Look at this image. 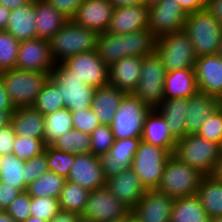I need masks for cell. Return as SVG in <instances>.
Masks as SVG:
<instances>
[{"instance_id": "cell-1", "label": "cell", "mask_w": 222, "mask_h": 222, "mask_svg": "<svg viewBox=\"0 0 222 222\" xmlns=\"http://www.w3.org/2000/svg\"><path fill=\"white\" fill-rule=\"evenodd\" d=\"M98 35L69 19L49 40L54 62L62 63L71 56L96 50Z\"/></svg>"}, {"instance_id": "cell-2", "label": "cell", "mask_w": 222, "mask_h": 222, "mask_svg": "<svg viewBox=\"0 0 222 222\" xmlns=\"http://www.w3.org/2000/svg\"><path fill=\"white\" fill-rule=\"evenodd\" d=\"M184 30L197 57L217 54L222 43V24L206 10L189 13Z\"/></svg>"}, {"instance_id": "cell-3", "label": "cell", "mask_w": 222, "mask_h": 222, "mask_svg": "<svg viewBox=\"0 0 222 222\" xmlns=\"http://www.w3.org/2000/svg\"><path fill=\"white\" fill-rule=\"evenodd\" d=\"M221 154V145L197 133L187 134L177 140L173 152L181 162L195 168L204 176L210 175Z\"/></svg>"}, {"instance_id": "cell-4", "label": "cell", "mask_w": 222, "mask_h": 222, "mask_svg": "<svg viewBox=\"0 0 222 222\" xmlns=\"http://www.w3.org/2000/svg\"><path fill=\"white\" fill-rule=\"evenodd\" d=\"M5 89L14 108L32 106L49 74L13 68L0 72Z\"/></svg>"}, {"instance_id": "cell-5", "label": "cell", "mask_w": 222, "mask_h": 222, "mask_svg": "<svg viewBox=\"0 0 222 222\" xmlns=\"http://www.w3.org/2000/svg\"><path fill=\"white\" fill-rule=\"evenodd\" d=\"M203 176L198 170L171 154L164 167L157 190L172 199L195 195Z\"/></svg>"}, {"instance_id": "cell-6", "label": "cell", "mask_w": 222, "mask_h": 222, "mask_svg": "<svg viewBox=\"0 0 222 222\" xmlns=\"http://www.w3.org/2000/svg\"><path fill=\"white\" fill-rule=\"evenodd\" d=\"M63 62L57 63L49 80L58 88L65 108L72 111L91 108L96 88L85 84Z\"/></svg>"}, {"instance_id": "cell-7", "label": "cell", "mask_w": 222, "mask_h": 222, "mask_svg": "<svg viewBox=\"0 0 222 222\" xmlns=\"http://www.w3.org/2000/svg\"><path fill=\"white\" fill-rule=\"evenodd\" d=\"M166 73L156 51L143 57L140 79L132 94L150 109L157 108L164 100Z\"/></svg>"}, {"instance_id": "cell-8", "label": "cell", "mask_w": 222, "mask_h": 222, "mask_svg": "<svg viewBox=\"0 0 222 222\" xmlns=\"http://www.w3.org/2000/svg\"><path fill=\"white\" fill-rule=\"evenodd\" d=\"M155 51L167 72L194 69L197 56L191 39L184 29L158 37Z\"/></svg>"}, {"instance_id": "cell-9", "label": "cell", "mask_w": 222, "mask_h": 222, "mask_svg": "<svg viewBox=\"0 0 222 222\" xmlns=\"http://www.w3.org/2000/svg\"><path fill=\"white\" fill-rule=\"evenodd\" d=\"M170 155L165 149L141 140L131 168L145 189H157Z\"/></svg>"}, {"instance_id": "cell-10", "label": "cell", "mask_w": 222, "mask_h": 222, "mask_svg": "<svg viewBox=\"0 0 222 222\" xmlns=\"http://www.w3.org/2000/svg\"><path fill=\"white\" fill-rule=\"evenodd\" d=\"M149 110L132 93L125 94L111 124L115 139L141 137L144 118Z\"/></svg>"}, {"instance_id": "cell-11", "label": "cell", "mask_w": 222, "mask_h": 222, "mask_svg": "<svg viewBox=\"0 0 222 222\" xmlns=\"http://www.w3.org/2000/svg\"><path fill=\"white\" fill-rule=\"evenodd\" d=\"M130 212L105 186L90 190L82 215L94 222H112L125 218Z\"/></svg>"}, {"instance_id": "cell-12", "label": "cell", "mask_w": 222, "mask_h": 222, "mask_svg": "<svg viewBox=\"0 0 222 222\" xmlns=\"http://www.w3.org/2000/svg\"><path fill=\"white\" fill-rule=\"evenodd\" d=\"M187 13L176 0H162L149 6V31L156 38L184 29Z\"/></svg>"}, {"instance_id": "cell-13", "label": "cell", "mask_w": 222, "mask_h": 222, "mask_svg": "<svg viewBox=\"0 0 222 222\" xmlns=\"http://www.w3.org/2000/svg\"><path fill=\"white\" fill-rule=\"evenodd\" d=\"M63 63L87 85L98 88L109 84V67L96 50L71 56Z\"/></svg>"}, {"instance_id": "cell-14", "label": "cell", "mask_w": 222, "mask_h": 222, "mask_svg": "<svg viewBox=\"0 0 222 222\" xmlns=\"http://www.w3.org/2000/svg\"><path fill=\"white\" fill-rule=\"evenodd\" d=\"M55 65L56 63L51 56L49 40L33 38L20 42L17 69L40 71L51 75Z\"/></svg>"}, {"instance_id": "cell-15", "label": "cell", "mask_w": 222, "mask_h": 222, "mask_svg": "<svg viewBox=\"0 0 222 222\" xmlns=\"http://www.w3.org/2000/svg\"><path fill=\"white\" fill-rule=\"evenodd\" d=\"M140 142L141 137L115 139L110 151L99 157L105 179L132 167L133 158Z\"/></svg>"}, {"instance_id": "cell-16", "label": "cell", "mask_w": 222, "mask_h": 222, "mask_svg": "<svg viewBox=\"0 0 222 222\" xmlns=\"http://www.w3.org/2000/svg\"><path fill=\"white\" fill-rule=\"evenodd\" d=\"M173 201L157 189H146L131 214L141 222H170Z\"/></svg>"}, {"instance_id": "cell-17", "label": "cell", "mask_w": 222, "mask_h": 222, "mask_svg": "<svg viewBox=\"0 0 222 222\" xmlns=\"http://www.w3.org/2000/svg\"><path fill=\"white\" fill-rule=\"evenodd\" d=\"M66 180L88 190L105 187L106 179L103 174L100 158L91 153L75 155V161L70 168Z\"/></svg>"}, {"instance_id": "cell-18", "label": "cell", "mask_w": 222, "mask_h": 222, "mask_svg": "<svg viewBox=\"0 0 222 222\" xmlns=\"http://www.w3.org/2000/svg\"><path fill=\"white\" fill-rule=\"evenodd\" d=\"M194 71L198 90L222 100V57L219 53L197 57Z\"/></svg>"}, {"instance_id": "cell-19", "label": "cell", "mask_w": 222, "mask_h": 222, "mask_svg": "<svg viewBox=\"0 0 222 222\" xmlns=\"http://www.w3.org/2000/svg\"><path fill=\"white\" fill-rule=\"evenodd\" d=\"M149 30V6L146 4L115 7L106 32L126 34Z\"/></svg>"}, {"instance_id": "cell-20", "label": "cell", "mask_w": 222, "mask_h": 222, "mask_svg": "<svg viewBox=\"0 0 222 222\" xmlns=\"http://www.w3.org/2000/svg\"><path fill=\"white\" fill-rule=\"evenodd\" d=\"M114 8L109 0H84L72 20L98 34L105 33Z\"/></svg>"}, {"instance_id": "cell-21", "label": "cell", "mask_w": 222, "mask_h": 222, "mask_svg": "<svg viewBox=\"0 0 222 222\" xmlns=\"http://www.w3.org/2000/svg\"><path fill=\"white\" fill-rule=\"evenodd\" d=\"M106 187L130 210L138 204L146 191L132 168L106 179Z\"/></svg>"}, {"instance_id": "cell-22", "label": "cell", "mask_w": 222, "mask_h": 222, "mask_svg": "<svg viewBox=\"0 0 222 222\" xmlns=\"http://www.w3.org/2000/svg\"><path fill=\"white\" fill-rule=\"evenodd\" d=\"M141 140L163 148L169 154H173L177 142L156 108L150 109L144 118Z\"/></svg>"}, {"instance_id": "cell-23", "label": "cell", "mask_w": 222, "mask_h": 222, "mask_svg": "<svg viewBox=\"0 0 222 222\" xmlns=\"http://www.w3.org/2000/svg\"><path fill=\"white\" fill-rule=\"evenodd\" d=\"M143 57H124L109 67V84L132 93L140 79Z\"/></svg>"}, {"instance_id": "cell-24", "label": "cell", "mask_w": 222, "mask_h": 222, "mask_svg": "<svg viewBox=\"0 0 222 222\" xmlns=\"http://www.w3.org/2000/svg\"><path fill=\"white\" fill-rule=\"evenodd\" d=\"M220 99L198 91L188 98L186 115L187 134L197 133L205 119L220 108Z\"/></svg>"}, {"instance_id": "cell-25", "label": "cell", "mask_w": 222, "mask_h": 222, "mask_svg": "<svg viewBox=\"0 0 222 222\" xmlns=\"http://www.w3.org/2000/svg\"><path fill=\"white\" fill-rule=\"evenodd\" d=\"M125 92L110 84L95 90L91 109L102 125H111Z\"/></svg>"}, {"instance_id": "cell-26", "label": "cell", "mask_w": 222, "mask_h": 222, "mask_svg": "<svg viewBox=\"0 0 222 222\" xmlns=\"http://www.w3.org/2000/svg\"><path fill=\"white\" fill-rule=\"evenodd\" d=\"M35 0L11 10L6 31L17 41L37 38Z\"/></svg>"}, {"instance_id": "cell-27", "label": "cell", "mask_w": 222, "mask_h": 222, "mask_svg": "<svg viewBox=\"0 0 222 222\" xmlns=\"http://www.w3.org/2000/svg\"><path fill=\"white\" fill-rule=\"evenodd\" d=\"M10 123L16 135L43 139L44 115L33 106L15 108Z\"/></svg>"}, {"instance_id": "cell-28", "label": "cell", "mask_w": 222, "mask_h": 222, "mask_svg": "<svg viewBox=\"0 0 222 222\" xmlns=\"http://www.w3.org/2000/svg\"><path fill=\"white\" fill-rule=\"evenodd\" d=\"M156 109L165 119L170 133L176 140L187 135L188 98L164 99Z\"/></svg>"}, {"instance_id": "cell-29", "label": "cell", "mask_w": 222, "mask_h": 222, "mask_svg": "<svg viewBox=\"0 0 222 222\" xmlns=\"http://www.w3.org/2000/svg\"><path fill=\"white\" fill-rule=\"evenodd\" d=\"M37 38L50 40L69 20L46 0H35Z\"/></svg>"}, {"instance_id": "cell-30", "label": "cell", "mask_w": 222, "mask_h": 222, "mask_svg": "<svg viewBox=\"0 0 222 222\" xmlns=\"http://www.w3.org/2000/svg\"><path fill=\"white\" fill-rule=\"evenodd\" d=\"M164 82V99L189 98L199 91L194 69L167 72Z\"/></svg>"}, {"instance_id": "cell-31", "label": "cell", "mask_w": 222, "mask_h": 222, "mask_svg": "<svg viewBox=\"0 0 222 222\" xmlns=\"http://www.w3.org/2000/svg\"><path fill=\"white\" fill-rule=\"evenodd\" d=\"M170 222H210L198 196L174 199Z\"/></svg>"}, {"instance_id": "cell-32", "label": "cell", "mask_w": 222, "mask_h": 222, "mask_svg": "<svg viewBox=\"0 0 222 222\" xmlns=\"http://www.w3.org/2000/svg\"><path fill=\"white\" fill-rule=\"evenodd\" d=\"M196 195L210 219L222 216V182L203 176Z\"/></svg>"}, {"instance_id": "cell-33", "label": "cell", "mask_w": 222, "mask_h": 222, "mask_svg": "<svg viewBox=\"0 0 222 222\" xmlns=\"http://www.w3.org/2000/svg\"><path fill=\"white\" fill-rule=\"evenodd\" d=\"M125 40V34L105 32L98 35L96 52L108 67L125 57Z\"/></svg>"}, {"instance_id": "cell-34", "label": "cell", "mask_w": 222, "mask_h": 222, "mask_svg": "<svg viewBox=\"0 0 222 222\" xmlns=\"http://www.w3.org/2000/svg\"><path fill=\"white\" fill-rule=\"evenodd\" d=\"M73 128L72 114L68 108L44 116V145H53L56 140Z\"/></svg>"}, {"instance_id": "cell-35", "label": "cell", "mask_w": 222, "mask_h": 222, "mask_svg": "<svg viewBox=\"0 0 222 222\" xmlns=\"http://www.w3.org/2000/svg\"><path fill=\"white\" fill-rule=\"evenodd\" d=\"M90 190L71 181H65L58 198L61 211L80 215L83 213Z\"/></svg>"}, {"instance_id": "cell-36", "label": "cell", "mask_w": 222, "mask_h": 222, "mask_svg": "<svg viewBox=\"0 0 222 222\" xmlns=\"http://www.w3.org/2000/svg\"><path fill=\"white\" fill-rule=\"evenodd\" d=\"M125 57H145L156 50L157 38L149 30L125 34Z\"/></svg>"}, {"instance_id": "cell-37", "label": "cell", "mask_w": 222, "mask_h": 222, "mask_svg": "<svg viewBox=\"0 0 222 222\" xmlns=\"http://www.w3.org/2000/svg\"><path fill=\"white\" fill-rule=\"evenodd\" d=\"M25 161L21 160L13 153L0 156V182L14 186L21 192H25L23 168Z\"/></svg>"}, {"instance_id": "cell-38", "label": "cell", "mask_w": 222, "mask_h": 222, "mask_svg": "<svg viewBox=\"0 0 222 222\" xmlns=\"http://www.w3.org/2000/svg\"><path fill=\"white\" fill-rule=\"evenodd\" d=\"M66 179L53 171H47L37 180L27 186L26 192L31 197H53L59 198Z\"/></svg>"}, {"instance_id": "cell-39", "label": "cell", "mask_w": 222, "mask_h": 222, "mask_svg": "<svg viewBox=\"0 0 222 222\" xmlns=\"http://www.w3.org/2000/svg\"><path fill=\"white\" fill-rule=\"evenodd\" d=\"M91 137L84 132L72 129L61 136L52 146L75 155L90 153Z\"/></svg>"}, {"instance_id": "cell-40", "label": "cell", "mask_w": 222, "mask_h": 222, "mask_svg": "<svg viewBox=\"0 0 222 222\" xmlns=\"http://www.w3.org/2000/svg\"><path fill=\"white\" fill-rule=\"evenodd\" d=\"M32 106L44 116L65 108L61 93L49 79L43 85Z\"/></svg>"}, {"instance_id": "cell-41", "label": "cell", "mask_w": 222, "mask_h": 222, "mask_svg": "<svg viewBox=\"0 0 222 222\" xmlns=\"http://www.w3.org/2000/svg\"><path fill=\"white\" fill-rule=\"evenodd\" d=\"M44 152L47 157L49 171H53L66 179L75 161V154L63 152L52 145L45 146Z\"/></svg>"}, {"instance_id": "cell-42", "label": "cell", "mask_w": 222, "mask_h": 222, "mask_svg": "<svg viewBox=\"0 0 222 222\" xmlns=\"http://www.w3.org/2000/svg\"><path fill=\"white\" fill-rule=\"evenodd\" d=\"M19 44L6 30L0 31V72L16 68Z\"/></svg>"}, {"instance_id": "cell-43", "label": "cell", "mask_w": 222, "mask_h": 222, "mask_svg": "<svg viewBox=\"0 0 222 222\" xmlns=\"http://www.w3.org/2000/svg\"><path fill=\"white\" fill-rule=\"evenodd\" d=\"M90 153L100 157L110 151L115 137L111 125L100 124L91 133Z\"/></svg>"}, {"instance_id": "cell-44", "label": "cell", "mask_w": 222, "mask_h": 222, "mask_svg": "<svg viewBox=\"0 0 222 222\" xmlns=\"http://www.w3.org/2000/svg\"><path fill=\"white\" fill-rule=\"evenodd\" d=\"M43 139L16 135L12 153L23 161H27L44 152Z\"/></svg>"}, {"instance_id": "cell-45", "label": "cell", "mask_w": 222, "mask_h": 222, "mask_svg": "<svg viewBox=\"0 0 222 222\" xmlns=\"http://www.w3.org/2000/svg\"><path fill=\"white\" fill-rule=\"evenodd\" d=\"M59 201L53 197H31L30 213L41 220L51 222L60 212Z\"/></svg>"}, {"instance_id": "cell-46", "label": "cell", "mask_w": 222, "mask_h": 222, "mask_svg": "<svg viewBox=\"0 0 222 222\" xmlns=\"http://www.w3.org/2000/svg\"><path fill=\"white\" fill-rule=\"evenodd\" d=\"M201 137L222 146V108H218L210 117H207L197 132Z\"/></svg>"}, {"instance_id": "cell-47", "label": "cell", "mask_w": 222, "mask_h": 222, "mask_svg": "<svg viewBox=\"0 0 222 222\" xmlns=\"http://www.w3.org/2000/svg\"><path fill=\"white\" fill-rule=\"evenodd\" d=\"M47 171H49V168L45 152L25 161L22 174L24 176L25 186H29Z\"/></svg>"}, {"instance_id": "cell-48", "label": "cell", "mask_w": 222, "mask_h": 222, "mask_svg": "<svg viewBox=\"0 0 222 222\" xmlns=\"http://www.w3.org/2000/svg\"><path fill=\"white\" fill-rule=\"evenodd\" d=\"M72 123L74 129L80 130L85 134L91 135L97 126L100 125L93 110L72 111Z\"/></svg>"}, {"instance_id": "cell-49", "label": "cell", "mask_w": 222, "mask_h": 222, "mask_svg": "<svg viewBox=\"0 0 222 222\" xmlns=\"http://www.w3.org/2000/svg\"><path fill=\"white\" fill-rule=\"evenodd\" d=\"M31 196L25 191L21 192L6 209V212L15 222H23L31 216Z\"/></svg>"}, {"instance_id": "cell-50", "label": "cell", "mask_w": 222, "mask_h": 222, "mask_svg": "<svg viewBox=\"0 0 222 222\" xmlns=\"http://www.w3.org/2000/svg\"><path fill=\"white\" fill-rule=\"evenodd\" d=\"M58 12L62 13L68 19H72L77 12L79 6L84 0H46Z\"/></svg>"}, {"instance_id": "cell-51", "label": "cell", "mask_w": 222, "mask_h": 222, "mask_svg": "<svg viewBox=\"0 0 222 222\" xmlns=\"http://www.w3.org/2000/svg\"><path fill=\"white\" fill-rule=\"evenodd\" d=\"M15 137L11 123L0 127V156L12 153Z\"/></svg>"}, {"instance_id": "cell-52", "label": "cell", "mask_w": 222, "mask_h": 222, "mask_svg": "<svg viewBox=\"0 0 222 222\" xmlns=\"http://www.w3.org/2000/svg\"><path fill=\"white\" fill-rule=\"evenodd\" d=\"M20 193L16 187L0 182V211H6Z\"/></svg>"}, {"instance_id": "cell-53", "label": "cell", "mask_w": 222, "mask_h": 222, "mask_svg": "<svg viewBox=\"0 0 222 222\" xmlns=\"http://www.w3.org/2000/svg\"><path fill=\"white\" fill-rule=\"evenodd\" d=\"M176 1L187 14L201 10H206L207 0H176Z\"/></svg>"}, {"instance_id": "cell-54", "label": "cell", "mask_w": 222, "mask_h": 222, "mask_svg": "<svg viewBox=\"0 0 222 222\" xmlns=\"http://www.w3.org/2000/svg\"><path fill=\"white\" fill-rule=\"evenodd\" d=\"M206 11L222 24V0H207Z\"/></svg>"}, {"instance_id": "cell-55", "label": "cell", "mask_w": 222, "mask_h": 222, "mask_svg": "<svg viewBox=\"0 0 222 222\" xmlns=\"http://www.w3.org/2000/svg\"><path fill=\"white\" fill-rule=\"evenodd\" d=\"M0 110H15L0 76Z\"/></svg>"}, {"instance_id": "cell-56", "label": "cell", "mask_w": 222, "mask_h": 222, "mask_svg": "<svg viewBox=\"0 0 222 222\" xmlns=\"http://www.w3.org/2000/svg\"><path fill=\"white\" fill-rule=\"evenodd\" d=\"M77 214L60 211L51 222H76Z\"/></svg>"}, {"instance_id": "cell-57", "label": "cell", "mask_w": 222, "mask_h": 222, "mask_svg": "<svg viewBox=\"0 0 222 222\" xmlns=\"http://www.w3.org/2000/svg\"><path fill=\"white\" fill-rule=\"evenodd\" d=\"M33 0H0V5L6 7L9 10H14L20 6L26 5Z\"/></svg>"}, {"instance_id": "cell-58", "label": "cell", "mask_w": 222, "mask_h": 222, "mask_svg": "<svg viewBox=\"0 0 222 222\" xmlns=\"http://www.w3.org/2000/svg\"><path fill=\"white\" fill-rule=\"evenodd\" d=\"M215 181L222 182V154L214 165L212 172L209 175Z\"/></svg>"}, {"instance_id": "cell-59", "label": "cell", "mask_w": 222, "mask_h": 222, "mask_svg": "<svg viewBox=\"0 0 222 222\" xmlns=\"http://www.w3.org/2000/svg\"><path fill=\"white\" fill-rule=\"evenodd\" d=\"M11 10L0 5V31L6 30V25L10 16Z\"/></svg>"}, {"instance_id": "cell-60", "label": "cell", "mask_w": 222, "mask_h": 222, "mask_svg": "<svg viewBox=\"0 0 222 222\" xmlns=\"http://www.w3.org/2000/svg\"><path fill=\"white\" fill-rule=\"evenodd\" d=\"M115 7H125L144 4V0H109Z\"/></svg>"}, {"instance_id": "cell-61", "label": "cell", "mask_w": 222, "mask_h": 222, "mask_svg": "<svg viewBox=\"0 0 222 222\" xmlns=\"http://www.w3.org/2000/svg\"><path fill=\"white\" fill-rule=\"evenodd\" d=\"M14 110H0V127L10 123L11 114Z\"/></svg>"}, {"instance_id": "cell-62", "label": "cell", "mask_w": 222, "mask_h": 222, "mask_svg": "<svg viewBox=\"0 0 222 222\" xmlns=\"http://www.w3.org/2000/svg\"><path fill=\"white\" fill-rule=\"evenodd\" d=\"M0 222H15V221L6 211H0Z\"/></svg>"}, {"instance_id": "cell-63", "label": "cell", "mask_w": 222, "mask_h": 222, "mask_svg": "<svg viewBox=\"0 0 222 222\" xmlns=\"http://www.w3.org/2000/svg\"><path fill=\"white\" fill-rule=\"evenodd\" d=\"M76 222H94V221L92 219L80 214V215H77Z\"/></svg>"}, {"instance_id": "cell-64", "label": "cell", "mask_w": 222, "mask_h": 222, "mask_svg": "<svg viewBox=\"0 0 222 222\" xmlns=\"http://www.w3.org/2000/svg\"><path fill=\"white\" fill-rule=\"evenodd\" d=\"M23 222H47V221L41 220L40 218L31 215L29 218H27Z\"/></svg>"}, {"instance_id": "cell-65", "label": "cell", "mask_w": 222, "mask_h": 222, "mask_svg": "<svg viewBox=\"0 0 222 222\" xmlns=\"http://www.w3.org/2000/svg\"><path fill=\"white\" fill-rule=\"evenodd\" d=\"M127 222H141L131 212L127 215Z\"/></svg>"}, {"instance_id": "cell-66", "label": "cell", "mask_w": 222, "mask_h": 222, "mask_svg": "<svg viewBox=\"0 0 222 222\" xmlns=\"http://www.w3.org/2000/svg\"><path fill=\"white\" fill-rule=\"evenodd\" d=\"M159 1H162V0H144V4H146L147 6H150V5L157 3Z\"/></svg>"}, {"instance_id": "cell-67", "label": "cell", "mask_w": 222, "mask_h": 222, "mask_svg": "<svg viewBox=\"0 0 222 222\" xmlns=\"http://www.w3.org/2000/svg\"><path fill=\"white\" fill-rule=\"evenodd\" d=\"M210 222H222V216L214 217L210 219Z\"/></svg>"}, {"instance_id": "cell-68", "label": "cell", "mask_w": 222, "mask_h": 222, "mask_svg": "<svg viewBox=\"0 0 222 222\" xmlns=\"http://www.w3.org/2000/svg\"><path fill=\"white\" fill-rule=\"evenodd\" d=\"M112 222H127V216L125 218L115 220V221H112Z\"/></svg>"}, {"instance_id": "cell-69", "label": "cell", "mask_w": 222, "mask_h": 222, "mask_svg": "<svg viewBox=\"0 0 222 222\" xmlns=\"http://www.w3.org/2000/svg\"><path fill=\"white\" fill-rule=\"evenodd\" d=\"M219 55L222 57V43H221V48H220V51H219Z\"/></svg>"}]
</instances>
